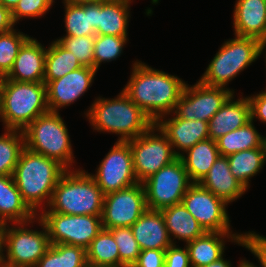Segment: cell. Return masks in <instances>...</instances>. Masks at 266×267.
Listing matches in <instances>:
<instances>
[{
	"instance_id": "1",
	"label": "cell",
	"mask_w": 266,
	"mask_h": 267,
	"mask_svg": "<svg viewBox=\"0 0 266 267\" xmlns=\"http://www.w3.org/2000/svg\"><path fill=\"white\" fill-rule=\"evenodd\" d=\"M132 66L130 79L122 91L154 123L162 116H173L171 113L184 89L185 81L138 60Z\"/></svg>"
},
{
	"instance_id": "2",
	"label": "cell",
	"mask_w": 266,
	"mask_h": 267,
	"mask_svg": "<svg viewBox=\"0 0 266 267\" xmlns=\"http://www.w3.org/2000/svg\"><path fill=\"white\" fill-rule=\"evenodd\" d=\"M66 171L56 160L24 148L12 176L24 202L37 215L49 205L53 190Z\"/></svg>"
},
{
	"instance_id": "3",
	"label": "cell",
	"mask_w": 266,
	"mask_h": 267,
	"mask_svg": "<svg viewBox=\"0 0 266 267\" xmlns=\"http://www.w3.org/2000/svg\"><path fill=\"white\" fill-rule=\"evenodd\" d=\"M84 114L93 130L117 134V141L132 140L155 124L123 91L114 99L97 97Z\"/></svg>"
},
{
	"instance_id": "4",
	"label": "cell",
	"mask_w": 266,
	"mask_h": 267,
	"mask_svg": "<svg viewBox=\"0 0 266 267\" xmlns=\"http://www.w3.org/2000/svg\"><path fill=\"white\" fill-rule=\"evenodd\" d=\"M74 170L61 176L46 206L49 209L41 212L102 216L105 194L90 173L80 168Z\"/></svg>"
},
{
	"instance_id": "5",
	"label": "cell",
	"mask_w": 266,
	"mask_h": 267,
	"mask_svg": "<svg viewBox=\"0 0 266 267\" xmlns=\"http://www.w3.org/2000/svg\"><path fill=\"white\" fill-rule=\"evenodd\" d=\"M49 112L44 82L2 79L0 120L4 129L24 130L38 116Z\"/></svg>"
},
{
	"instance_id": "6",
	"label": "cell",
	"mask_w": 266,
	"mask_h": 267,
	"mask_svg": "<svg viewBox=\"0 0 266 267\" xmlns=\"http://www.w3.org/2000/svg\"><path fill=\"white\" fill-rule=\"evenodd\" d=\"M65 124L58 112L49 111L38 116L23 130L25 148L71 170L75 157Z\"/></svg>"
},
{
	"instance_id": "7",
	"label": "cell",
	"mask_w": 266,
	"mask_h": 267,
	"mask_svg": "<svg viewBox=\"0 0 266 267\" xmlns=\"http://www.w3.org/2000/svg\"><path fill=\"white\" fill-rule=\"evenodd\" d=\"M259 42L252 37L237 35L225 41L198 80L207 86L227 87L237 74L258 59Z\"/></svg>"
},
{
	"instance_id": "8",
	"label": "cell",
	"mask_w": 266,
	"mask_h": 267,
	"mask_svg": "<svg viewBox=\"0 0 266 267\" xmlns=\"http://www.w3.org/2000/svg\"><path fill=\"white\" fill-rule=\"evenodd\" d=\"M38 221L43 230L29 229ZM32 221L7 224L4 231L3 255L0 264L4 267H35L50 247L47 229L36 217ZM9 225V226H8ZM11 226V227H10ZM27 226V227H26ZM6 255H4L5 253Z\"/></svg>"
},
{
	"instance_id": "9",
	"label": "cell",
	"mask_w": 266,
	"mask_h": 267,
	"mask_svg": "<svg viewBox=\"0 0 266 267\" xmlns=\"http://www.w3.org/2000/svg\"><path fill=\"white\" fill-rule=\"evenodd\" d=\"M37 217L47 229L50 244H68L87 249L103 229L101 216L41 212Z\"/></svg>"
},
{
	"instance_id": "10",
	"label": "cell",
	"mask_w": 266,
	"mask_h": 267,
	"mask_svg": "<svg viewBox=\"0 0 266 267\" xmlns=\"http://www.w3.org/2000/svg\"><path fill=\"white\" fill-rule=\"evenodd\" d=\"M128 143L131 147L135 176L139 183H143L178 158L168 137L155 124Z\"/></svg>"
},
{
	"instance_id": "11",
	"label": "cell",
	"mask_w": 266,
	"mask_h": 267,
	"mask_svg": "<svg viewBox=\"0 0 266 267\" xmlns=\"http://www.w3.org/2000/svg\"><path fill=\"white\" fill-rule=\"evenodd\" d=\"M192 184L182 159L178 157L143 182L147 208L160 211L180 204Z\"/></svg>"
},
{
	"instance_id": "12",
	"label": "cell",
	"mask_w": 266,
	"mask_h": 267,
	"mask_svg": "<svg viewBox=\"0 0 266 267\" xmlns=\"http://www.w3.org/2000/svg\"><path fill=\"white\" fill-rule=\"evenodd\" d=\"M233 93L230 88L207 86L200 81L193 86L186 83L172 114L190 121L209 122Z\"/></svg>"
},
{
	"instance_id": "13",
	"label": "cell",
	"mask_w": 266,
	"mask_h": 267,
	"mask_svg": "<svg viewBox=\"0 0 266 267\" xmlns=\"http://www.w3.org/2000/svg\"><path fill=\"white\" fill-rule=\"evenodd\" d=\"M147 209L143 183L108 193L101 216L103 229L131 227Z\"/></svg>"
},
{
	"instance_id": "14",
	"label": "cell",
	"mask_w": 266,
	"mask_h": 267,
	"mask_svg": "<svg viewBox=\"0 0 266 267\" xmlns=\"http://www.w3.org/2000/svg\"><path fill=\"white\" fill-rule=\"evenodd\" d=\"M90 175L105 195L139 183L128 141H116L99 164L96 174Z\"/></svg>"
},
{
	"instance_id": "15",
	"label": "cell",
	"mask_w": 266,
	"mask_h": 267,
	"mask_svg": "<svg viewBox=\"0 0 266 267\" xmlns=\"http://www.w3.org/2000/svg\"><path fill=\"white\" fill-rule=\"evenodd\" d=\"M181 203L206 232H232L226 210L228 204L199 183L188 188Z\"/></svg>"
},
{
	"instance_id": "16",
	"label": "cell",
	"mask_w": 266,
	"mask_h": 267,
	"mask_svg": "<svg viewBox=\"0 0 266 267\" xmlns=\"http://www.w3.org/2000/svg\"><path fill=\"white\" fill-rule=\"evenodd\" d=\"M96 72L95 68L82 66L62 78L48 82L46 94L49 111L59 113L60 108L80 99L92 86Z\"/></svg>"
},
{
	"instance_id": "17",
	"label": "cell",
	"mask_w": 266,
	"mask_h": 267,
	"mask_svg": "<svg viewBox=\"0 0 266 267\" xmlns=\"http://www.w3.org/2000/svg\"><path fill=\"white\" fill-rule=\"evenodd\" d=\"M166 117V115L162 116L155 125L168 137L174 153L178 157L184 155V152L192 148L199 141L209 138V127L206 121H190L174 116L167 118V120Z\"/></svg>"
},
{
	"instance_id": "18",
	"label": "cell",
	"mask_w": 266,
	"mask_h": 267,
	"mask_svg": "<svg viewBox=\"0 0 266 267\" xmlns=\"http://www.w3.org/2000/svg\"><path fill=\"white\" fill-rule=\"evenodd\" d=\"M47 48L30 37L21 47L9 74L3 79L43 82Z\"/></svg>"
},
{
	"instance_id": "19",
	"label": "cell",
	"mask_w": 266,
	"mask_h": 267,
	"mask_svg": "<svg viewBox=\"0 0 266 267\" xmlns=\"http://www.w3.org/2000/svg\"><path fill=\"white\" fill-rule=\"evenodd\" d=\"M233 28L237 36L266 37V0H236Z\"/></svg>"
},
{
	"instance_id": "20",
	"label": "cell",
	"mask_w": 266,
	"mask_h": 267,
	"mask_svg": "<svg viewBox=\"0 0 266 267\" xmlns=\"http://www.w3.org/2000/svg\"><path fill=\"white\" fill-rule=\"evenodd\" d=\"M234 93L208 122V135L212 140L241 128L251 120L250 103L247 97L234 99Z\"/></svg>"
},
{
	"instance_id": "21",
	"label": "cell",
	"mask_w": 266,
	"mask_h": 267,
	"mask_svg": "<svg viewBox=\"0 0 266 267\" xmlns=\"http://www.w3.org/2000/svg\"><path fill=\"white\" fill-rule=\"evenodd\" d=\"M130 228L141 250H166L173 244L161 211L147 209Z\"/></svg>"
},
{
	"instance_id": "22",
	"label": "cell",
	"mask_w": 266,
	"mask_h": 267,
	"mask_svg": "<svg viewBox=\"0 0 266 267\" xmlns=\"http://www.w3.org/2000/svg\"><path fill=\"white\" fill-rule=\"evenodd\" d=\"M242 236L243 233L235 232H206L186 243L191 267H204L218 261L224 254L225 239L237 243Z\"/></svg>"
},
{
	"instance_id": "23",
	"label": "cell",
	"mask_w": 266,
	"mask_h": 267,
	"mask_svg": "<svg viewBox=\"0 0 266 267\" xmlns=\"http://www.w3.org/2000/svg\"><path fill=\"white\" fill-rule=\"evenodd\" d=\"M227 204L239 199L247 189L232 175L226 156H219L199 183Z\"/></svg>"
},
{
	"instance_id": "24",
	"label": "cell",
	"mask_w": 266,
	"mask_h": 267,
	"mask_svg": "<svg viewBox=\"0 0 266 267\" xmlns=\"http://www.w3.org/2000/svg\"><path fill=\"white\" fill-rule=\"evenodd\" d=\"M132 0L97 2L96 35L127 36Z\"/></svg>"
},
{
	"instance_id": "25",
	"label": "cell",
	"mask_w": 266,
	"mask_h": 267,
	"mask_svg": "<svg viewBox=\"0 0 266 267\" xmlns=\"http://www.w3.org/2000/svg\"><path fill=\"white\" fill-rule=\"evenodd\" d=\"M37 215L24 202L13 176H0V220L23 223L36 219Z\"/></svg>"
},
{
	"instance_id": "26",
	"label": "cell",
	"mask_w": 266,
	"mask_h": 267,
	"mask_svg": "<svg viewBox=\"0 0 266 267\" xmlns=\"http://www.w3.org/2000/svg\"><path fill=\"white\" fill-rule=\"evenodd\" d=\"M160 211L164 217L165 225L173 244L177 243L174 239L188 243L206 233L204 228L182 203L163 208Z\"/></svg>"
},
{
	"instance_id": "27",
	"label": "cell",
	"mask_w": 266,
	"mask_h": 267,
	"mask_svg": "<svg viewBox=\"0 0 266 267\" xmlns=\"http://www.w3.org/2000/svg\"><path fill=\"white\" fill-rule=\"evenodd\" d=\"M185 154L180 158L192 183H200L220 156L216 141L210 138L199 141Z\"/></svg>"
},
{
	"instance_id": "28",
	"label": "cell",
	"mask_w": 266,
	"mask_h": 267,
	"mask_svg": "<svg viewBox=\"0 0 266 267\" xmlns=\"http://www.w3.org/2000/svg\"><path fill=\"white\" fill-rule=\"evenodd\" d=\"M65 36L96 35L97 2L85 4L64 3Z\"/></svg>"
},
{
	"instance_id": "29",
	"label": "cell",
	"mask_w": 266,
	"mask_h": 267,
	"mask_svg": "<svg viewBox=\"0 0 266 267\" xmlns=\"http://www.w3.org/2000/svg\"><path fill=\"white\" fill-rule=\"evenodd\" d=\"M264 136L254 126L253 120L218 139L216 145L221 156H229L242 150L259 148L264 145Z\"/></svg>"
},
{
	"instance_id": "30",
	"label": "cell",
	"mask_w": 266,
	"mask_h": 267,
	"mask_svg": "<svg viewBox=\"0 0 266 267\" xmlns=\"http://www.w3.org/2000/svg\"><path fill=\"white\" fill-rule=\"evenodd\" d=\"M232 175L249 189L251 177L257 175L266 162V149L264 145L259 148L242 150L227 156Z\"/></svg>"
},
{
	"instance_id": "31",
	"label": "cell",
	"mask_w": 266,
	"mask_h": 267,
	"mask_svg": "<svg viewBox=\"0 0 266 267\" xmlns=\"http://www.w3.org/2000/svg\"><path fill=\"white\" fill-rule=\"evenodd\" d=\"M88 266L120 267L118 246L112 233L102 229L86 249Z\"/></svg>"
},
{
	"instance_id": "32",
	"label": "cell",
	"mask_w": 266,
	"mask_h": 267,
	"mask_svg": "<svg viewBox=\"0 0 266 267\" xmlns=\"http://www.w3.org/2000/svg\"><path fill=\"white\" fill-rule=\"evenodd\" d=\"M82 67L72 52L54 40L46 51L44 83L62 78L67 73Z\"/></svg>"
},
{
	"instance_id": "33",
	"label": "cell",
	"mask_w": 266,
	"mask_h": 267,
	"mask_svg": "<svg viewBox=\"0 0 266 267\" xmlns=\"http://www.w3.org/2000/svg\"><path fill=\"white\" fill-rule=\"evenodd\" d=\"M35 267H88L86 249L68 244H51Z\"/></svg>"
},
{
	"instance_id": "34",
	"label": "cell",
	"mask_w": 266,
	"mask_h": 267,
	"mask_svg": "<svg viewBox=\"0 0 266 267\" xmlns=\"http://www.w3.org/2000/svg\"><path fill=\"white\" fill-rule=\"evenodd\" d=\"M4 130V134L0 135V176H10L25 148L24 134L22 130Z\"/></svg>"
},
{
	"instance_id": "35",
	"label": "cell",
	"mask_w": 266,
	"mask_h": 267,
	"mask_svg": "<svg viewBox=\"0 0 266 267\" xmlns=\"http://www.w3.org/2000/svg\"><path fill=\"white\" fill-rule=\"evenodd\" d=\"M29 35L16 29L0 33V77H6L11 71L22 45Z\"/></svg>"
},
{
	"instance_id": "36",
	"label": "cell",
	"mask_w": 266,
	"mask_h": 267,
	"mask_svg": "<svg viewBox=\"0 0 266 267\" xmlns=\"http://www.w3.org/2000/svg\"><path fill=\"white\" fill-rule=\"evenodd\" d=\"M129 39L127 36L95 35L94 68L99 70L101 63L117 59Z\"/></svg>"
},
{
	"instance_id": "37",
	"label": "cell",
	"mask_w": 266,
	"mask_h": 267,
	"mask_svg": "<svg viewBox=\"0 0 266 267\" xmlns=\"http://www.w3.org/2000/svg\"><path fill=\"white\" fill-rule=\"evenodd\" d=\"M118 246L120 267H132L137 261L141 248L137 243L130 227L108 229Z\"/></svg>"
},
{
	"instance_id": "38",
	"label": "cell",
	"mask_w": 266,
	"mask_h": 267,
	"mask_svg": "<svg viewBox=\"0 0 266 267\" xmlns=\"http://www.w3.org/2000/svg\"><path fill=\"white\" fill-rule=\"evenodd\" d=\"M64 48L72 52L82 66L94 68V41L95 35L63 36L56 39Z\"/></svg>"
},
{
	"instance_id": "39",
	"label": "cell",
	"mask_w": 266,
	"mask_h": 267,
	"mask_svg": "<svg viewBox=\"0 0 266 267\" xmlns=\"http://www.w3.org/2000/svg\"><path fill=\"white\" fill-rule=\"evenodd\" d=\"M54 2L55 0H19L11 11L14 24L22 18L44 17Z\"/></svg>"
},
{
	"instance_id": "40",
	"label": "cell",
	"mask_w": 266,
	"mask_h": 267,
	"mask_svg": "<svg viewBox=\"0 0 266 267\" xmlns=\"http://www.w3.org/2000/svg\"><path fill=\"white\" fill-rule=\"evenodd\" d=\"M250 250L258 258L261 267H266V237L256 232H244L242 238L236 243Z\"/></svg>"
},
{
	"instance_id": "41",
	"label": "cell",
	"mask_w": 266,
	"mask_h": 267,
	"mask_svg": "<svg viewBox=\"0 0 266 267\" xmlns=\"http://www.w3.org/2000/svg\"><path fill=\"white\" fill-rule=\"evenodd\" d=\"M164 267H191L187 247L170 245L165 251Z\"/></svg>"
},
{
	"instance_id": "42",
	"label": "cell",
	"mask_w": 266,
	"mask_h": 267,
	"mask_svg": "<svg viewBox=\"0 0 266 267\" xmlns=\"http://www.w3.org/2000/svg\"><path fill=\"white\" fill-rule=\"evenodd\" d=\"M165 251L156 249L141 250L137 261L132 267H164Z\"/></svg>"
},
{
	"instance_id": "43",
	"label": "cell",
	"mask_w": 266,
	"mask_h": 267,
	"mask_svg": "<svg viewBox=\"0 0 266 267\" xmlns=\"http://www.w3.org/2000/svg\"><path fill=\"white\" fill-rule=\"evenodd\" d=\"M250 103L251 120L259 119L266 124V90L247 97Z\"/></svg>"
},
{
	"instance_id": "44",
	"label": "cell",
	"mask_w": 266,
	"mask_h": 267,
	"mask_svg": "<svg viewBox=\"0 0 266 267\" xmlns=\"http://www.w3.org/2000/svg\"><path fill=\"white\" fill-rule=\"evenodd\" d=\"M14 26L11 11L0 4V33L10 31Z\"/></svg>"
},
{
	"instance_id": "45",
	"label": "cell",
	"mask_w": 266,
	"mask_h": 267,
	"mask_svg": "<svg viewBox=\"0 0 266 267\" xmlns=\"http://www.w3.org/2000/svg\"><path fill=\"white\" fill-rule=\"evenodd\" d=\"M204 267H232V265L231 261H227L223 257H221L218 261L210 263Z\"/></svg>"
},
{
	"instance_id": "46",
	"label": "cell",
	"mask_w": 266,
	"mask_h": 267,
	"mask_svg": "<svg viewBox=\"0 0 266 267\" xmlns=\"http://www.w3.org/2000/svg\"><path fill=\"white\" fill-rule=\"evenodd\" d=\"M6 225L4 221L0 220V261L3 255L4 231Z\"/></svg>"
},
{
	"instance_id": "47",
	"label": "cell",
	"mask_w": 266,
	"mask_h": 267,
	"mask_svg": "<svg viewBox=\"0 0 266 267\" xmlns=\"http://www.w3.org/2000/svg\"><path fill=\"white\" fill-rule=\"evenodd\" d=\"M19 0H0V4H2L5 8H8L10 11H12Z\"/></svg>"
},
{
	"instance_id": "48",
	"label": "cell",
	"mask_w": 266,
	"mask_h": 267,
	"mask_svg": "<svg viewBox=\"0 0 266 267\" xmlns=\"http://www.w3.org/2000/svg\"><path fill=\"white\" fill-rule=\"evenodd\" d=\"M106 0H63L62 3H70V4H85V3H95V2H103Z\"/></svg>"
},
{
	"instance_id": "49",
	"label": "cell",
	"mask_w": 266,
	"mask_h": 267,
	"mask_svg": "<svg viewBox=\"0 0 266 267\" xmlns=\"http://www.w3.org/2000/svg\"><path fill=\"white\" fill-rule=\"evenodd\" d=\"M265 50V51H263ZM266 53V37H264L262 40L259 42V57L262 55V53ZM265 59H266V54H265ZM266 62V61H265Z\"/></svg>"
},
{
	"instance_id": "50",
	"label": "cell",
	"mask_w": 266,
	"mask_h": 267,
	"mask_svg": "<svg viewBox=\"0 0 266 267\" xmlns=\"http://www.w3.org/2000/svg\"><path fill=\"white\" fill-rule=\"evenodd\" d=\"M238 267H258L254 265L252 262L247 261L246 259H243L239 262Z\"/></svg>"
},
{
	"instance_id": "51",
	"label": "cell",
	"mask_w": 266,
	"mask_h": 267,
	"mask_svg": "<svg viewBox=\"0 0 266 267\" xmlns=\"http://www.w3.org/2000/svg\"><path fill=\"white\" fill-rule=\"evenodd\" d=\"M263 138H264V145H266V136H264Z\"/></svg>"
}]
</instances>
